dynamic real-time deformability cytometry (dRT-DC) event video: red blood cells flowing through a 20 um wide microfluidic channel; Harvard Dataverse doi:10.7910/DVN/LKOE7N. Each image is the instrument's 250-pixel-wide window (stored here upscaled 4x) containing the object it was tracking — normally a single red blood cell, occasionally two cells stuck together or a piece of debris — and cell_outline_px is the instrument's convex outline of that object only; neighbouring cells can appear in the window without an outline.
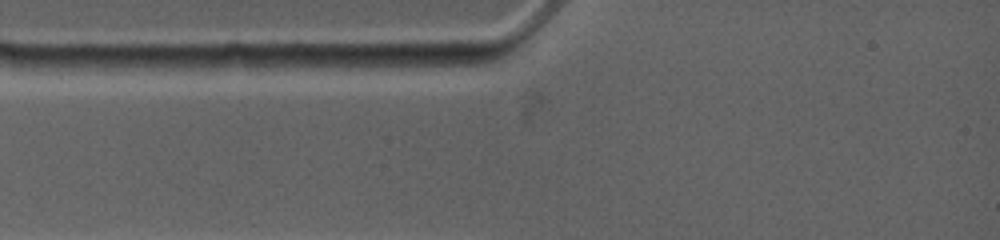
{"species": "common noctule bat (a hibernating species)", "species_latin": "Nyctalus noctula", "temperature_condition": "warm", "stored_images_in_passage": 4, "camera_frame_rate_fps": 4500, "um_per_image_px": 0.085, "animal": {"sex": "female", "body_mass_g": 19.0, "forearm_length_mm": 53.3}, "frame": {"image": 1, "passage_image": 1, "time_ms": 0.0, "image_size_px": [1000, 240], "cell_outline_px": [[476, 64], [424, 72], [320, 64], [332, 56], [420, 56], [468, 60]], "centroid_in_image_um": [33.84, 5.33], "position_along_channel_um": 51.2, "area_um2": 12.14}}